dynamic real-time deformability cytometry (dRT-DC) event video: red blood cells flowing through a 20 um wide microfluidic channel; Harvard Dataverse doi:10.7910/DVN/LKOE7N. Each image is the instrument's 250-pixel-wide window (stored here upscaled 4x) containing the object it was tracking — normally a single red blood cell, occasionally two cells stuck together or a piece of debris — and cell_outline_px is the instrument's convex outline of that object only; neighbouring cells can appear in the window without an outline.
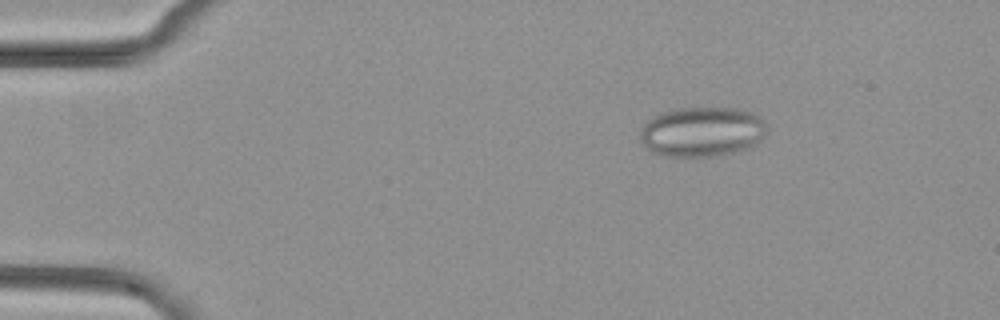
{"species": "common noctule bat (a hibernating species)", "species_latin": "Nyctalus noctula", "temperature_condition": "cold", "stored_images_in_passage": 47, "camera_frame_rate_fps": 3000, "um_per_image_px": 0.085, "animal": {"sex": "female", "body_mass_g": 29.2, "forearm_length_mm": 56.3}, "frame": {"image": 1, "passage_image": 3, "time_ms": 0.667, "image_size_px": [1000, 320], "cell_outline_px": [[768, 132], [756, 144], [748, 148], [736, 152], [720, 156], [668, 156], [652, 152], [640, 140], [640, 128], [652, 116], [660, 112], [676, 108], [736, 108], [752, 112], [760, 116], [764, 120]], "centroid_in_image_um": [59.69, 11.19], "position_along_channel_um": 25.3, "area_um2": 37.22}}
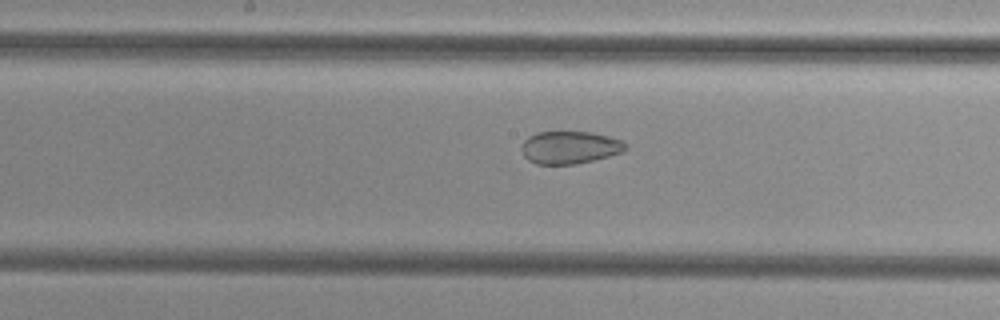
{"frame": {"image": 2, "passage_image": 22, "time_ms": 7.0, "image_size_px": [1000, 320], "cell_outline_px": [[628, 148], [624, 152], [576, 164], [536, 164], [528, 160], [524, 156], [520, 148], [524, 140], [528, 136], [536, 132], [592, 132], [624, 140], [628, 144]], "centroid_in_image_um": [48.45, 12.52], "position_along_channel_um": 199.8, "area_um2": 20.0}}
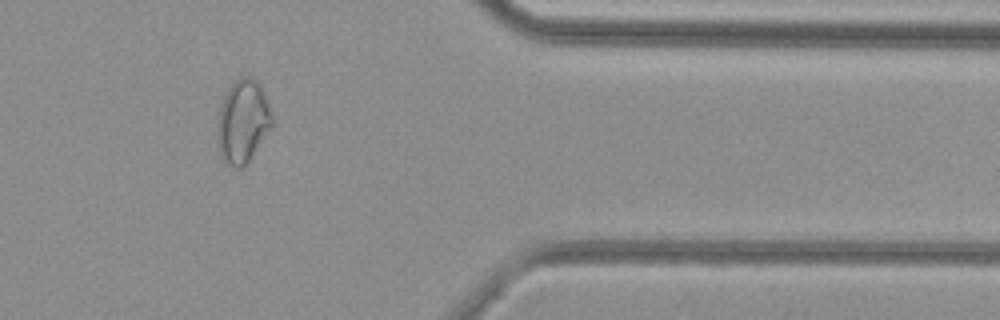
{"frame": {"image": 3, "passage_image": 38, "time_ms": 12.333, "image_size_px": [1000, 320], "cell_outline_px": [[276, 124], [248, 160], [240, 168], [236, 168], [224, 164], [220, 156], [216, 140], [216, 132], [220, 104], [228, 88], [240, 76], [248, 76], [256, 80], [260, 84], [276, 116]], "centroid_in_image_um": [20.67, 10.32], "position_along_channel_um": 390.7, "area_um2": 27.46}}